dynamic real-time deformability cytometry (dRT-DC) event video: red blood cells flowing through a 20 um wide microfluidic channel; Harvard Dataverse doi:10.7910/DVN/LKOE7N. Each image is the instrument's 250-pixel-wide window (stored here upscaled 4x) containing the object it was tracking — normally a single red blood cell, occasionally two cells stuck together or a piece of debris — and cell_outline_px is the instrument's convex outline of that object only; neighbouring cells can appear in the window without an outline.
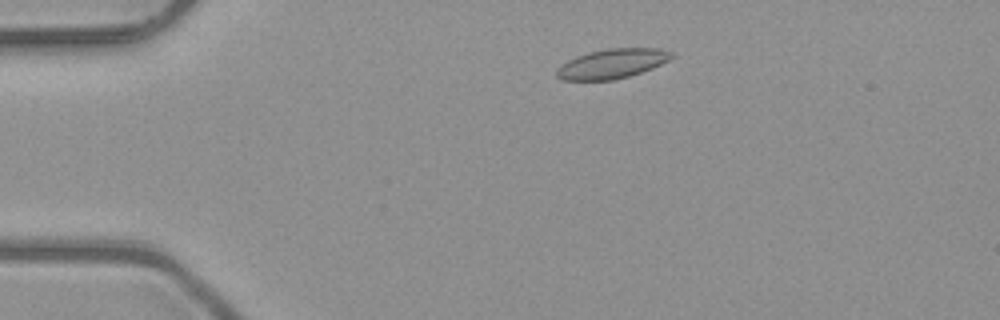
{"species": "common noctule bat (a hibernating species)", "species_latin": "Nyctalus noctula", "temperature_condition": "room temperature", "stored_images_in_passage": 43, "camera_frame_rate_fps": 3000, "um_per_image_px": 0.085, "animal": {"sex": "male", "body_mass_g": 23.1, "forearm_length_mm": 52.7}, "frame": {"image": 1, "passage_image": 2, "time_ms": 0.333, "image_size_px": [1000, 320], "cell_outline_px": [[676, 56], [652, 68], [628, 76], [612, 80], [564, 80], [556, 76], [556, 68], [560, 64], [576, 56], [588, 52], [608, 48], [656, 48], [672, 52]], "centroid_in_image_um": [52.0, 5.4], "position_along_channel_um": 33.0, "area_um2": 19.77}}
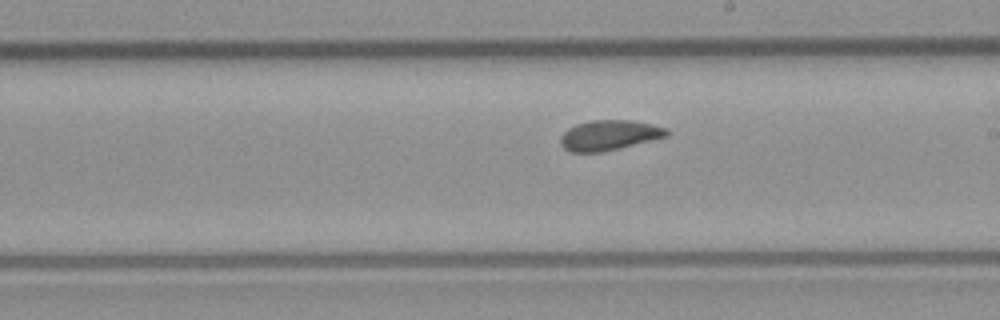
{"frame": {"image": 2, "passage_image": 21, "time_ms": 6.667, "image_size_px": [1000, 320], "cell_outline_px": [[668, 136], [604, 152], [572, 152], [564, 148], [560, 144], [560, 136], [568, 128], [576, 124], [592, 120], [632, 120], [652, 124], [668, 128]], "centroid_in_image_um": [51.78, 11.49], "position_along_channel_um": 237.2, "area_um2": 18.73}}
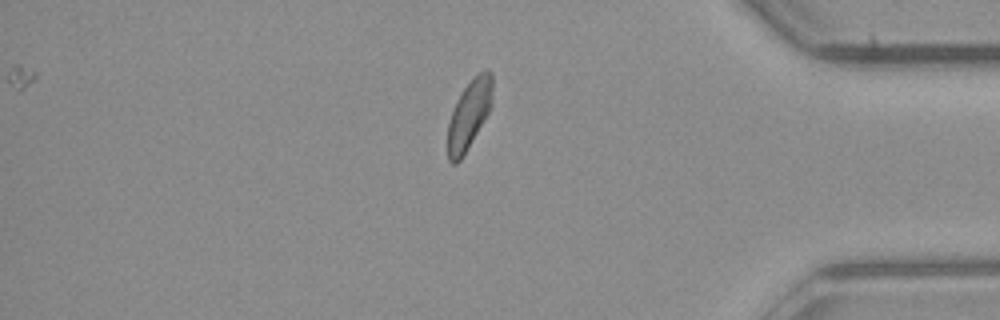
{"frame": {"image": 3, "passage_image": 35, "time_ms": 11.333, "image_size_px": [1000, 320], "cell_outline_px": [[492, 108], [460, 160], [456, 164], [452, 164], [448, 160], [448, 124], [456, 100], [464, 88], [484, 68], [488, 68], [492, 72]], "centroid_in_image_um": [39.89, 9.72], "position_along_channel_um": 395.3, "area_um2": 17.92}, "authors_computed_cell_mechanics": {"area_um2": 18.785, "velocity_mm_per_s": 4.0235, "shape_relaxation_time_tau1_ms": 6.3455, "shape_relaxation_time_tau2_ms": 1.4757, "deformation_change_tau1": 0.1049, "deformation_change_tau2": 0.0543}}